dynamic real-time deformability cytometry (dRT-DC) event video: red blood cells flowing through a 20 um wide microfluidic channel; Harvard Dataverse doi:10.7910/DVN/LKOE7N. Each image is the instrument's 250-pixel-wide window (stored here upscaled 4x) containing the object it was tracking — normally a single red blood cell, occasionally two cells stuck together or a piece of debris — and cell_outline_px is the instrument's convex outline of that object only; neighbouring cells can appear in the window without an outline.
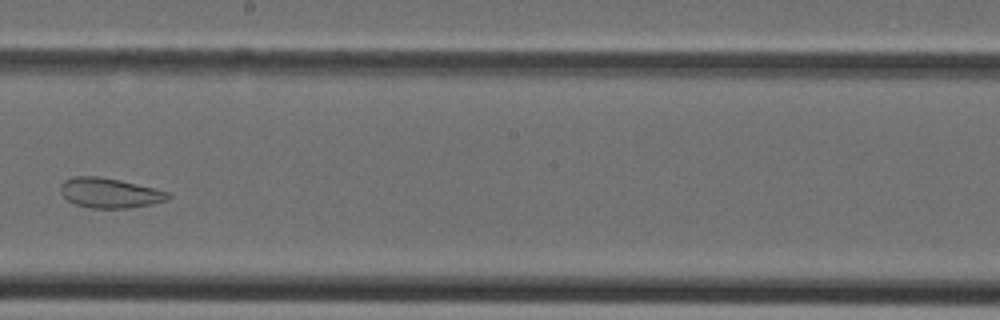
{"species": "Egyptian fruit bat (a non-hibernating species)", "species_latin": "Rousettus aegyptiacus", "temperature_condition": "cold", "stored_images_in_passage": 31, "camera_frame_rate_fps": 3000, "um_per_image_px": 0.085, "animal": {"sex": "female"}, "frame": {"image": 1, "passage_image": 15, "time_ms": 4.667, "image_size_px": [1000, 320], "cell_outline_px": [[172, 196], [168, 200], [152, 204], [128, 208], [88, 208], [76, 204], [68, 200], [60, 192], [60, 184], [64, 180], [72, 176], [100, 176], [120, 180], [168, 192]], "centroid_in_image_um": [9.3, 16.4], "position_along_channel_um": 238.9, "area_um2": 18.79}}
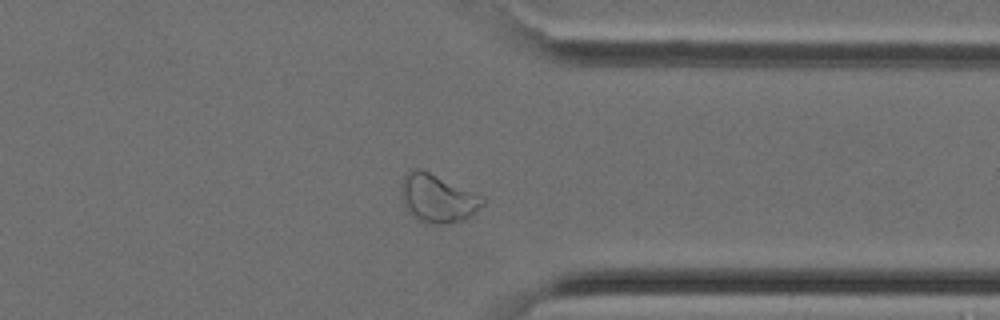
{"frame": {"image": 2, "passage_image": 23, "time_ms": 7.333, "image_size_px": [1000, 320], "cell_outline_px": [[484, 204], [464, 220], [448, 224], [432, 224], [420, 220], [412, 216], [408, 212], [404, 204], [400, 192], [400, 184], [404, 176], [412, 168], [420, 168], [484, 196]], "centroid_in_image_um": [37.18, 16.85], "position_along_channel_um": 374.2, "area_um2": 22.95}}
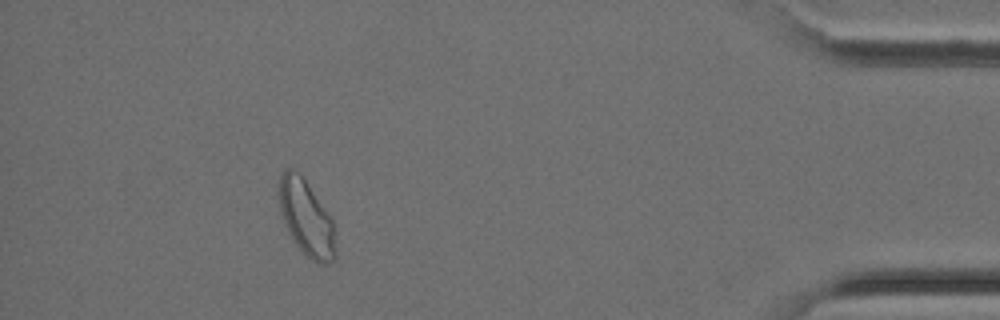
{"frame": {"image": 3, "passage_image": 28, "time_ms": 9.0, "image_size_px": [1000, 320], "cell_outline_px": [[336, 256], [328, 264], [316, 264], [292, 240], [288, 232], [280, 212], [280, 176], [284, 168], [292, 168], [304, 180], [332, 220], [336, 252]], "centroid_in_image_um": [26.03, 18.58], "position_along_channel_um": 409.2, "area_um2": 24.22}}